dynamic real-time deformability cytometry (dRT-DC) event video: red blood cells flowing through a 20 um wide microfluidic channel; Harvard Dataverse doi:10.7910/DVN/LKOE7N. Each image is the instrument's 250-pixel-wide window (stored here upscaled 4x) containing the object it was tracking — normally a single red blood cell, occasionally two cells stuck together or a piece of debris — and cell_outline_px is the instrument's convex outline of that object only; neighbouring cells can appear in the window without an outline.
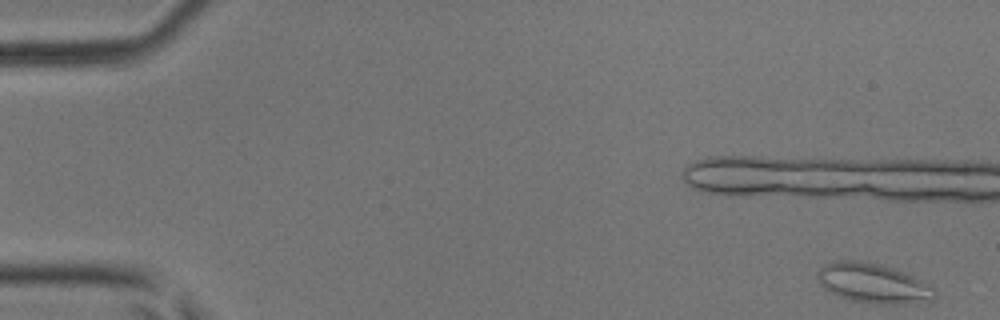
{"species": "common noctule bat (a hibernating species)", "species_latin": "Nyctalus noctula", "temperature_condition": "room temperature", "stored_images_in_passage": 6, "camera_frame_rate_fps": 3000, "um_per_image_px": 0.085, "animal": {"sex": "male", "body_mass_g": 17.9, "forearm_length_mm": 54.2}, "frame": {"image": 1, "passage_image": 1, "time_ms": 0.0, "image_size_px": [1000, 320], "cell_outline_px": [[936, 296], [932, 300], [904, 304], [868, 304], [848, 300], [824, 288], [820, 284], [816, 276], [820, 268], [824, 264], [836, 260], [860, 260], [880, 264], [904, 272], [920, 280], [932, 288], [936, 292]], "centroid_in_image_um": [74.18, 24.08], "position_along_channel_um": 10.8, "area_um2": 27.17}}